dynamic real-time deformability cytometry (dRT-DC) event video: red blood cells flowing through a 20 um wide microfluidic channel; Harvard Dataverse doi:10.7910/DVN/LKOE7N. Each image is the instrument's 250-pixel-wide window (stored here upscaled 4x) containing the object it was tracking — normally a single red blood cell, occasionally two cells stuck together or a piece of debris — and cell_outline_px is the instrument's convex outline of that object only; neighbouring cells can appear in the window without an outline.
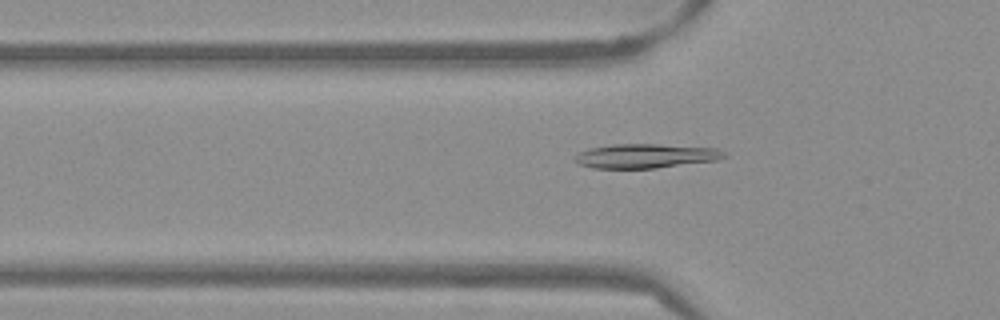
{"species": "Egyptian fruit bat (a non-hibernating species)", "species_latin": "Rousettus aegyptiacus", "temperature_condition": "warm", "stored_images_in_passage": 52, "camera_frame_rate_fps": 3000, "um_per_image_px": 0.085, "frame": {"image": 1, "passage_image": 17, "time_ms": 5.333, "image_size_px": [1000, 320], "cell_outline_px": [[728, 156], [716, 160], [656, 168], [592, 168], [580, 164], [572, 156], [576, 152], [588, 148], [612, 144], [660, 144], [716, 148], [728, 152]], "centroid_in_image_um": [54.87, 13.24], "position_along_channel_um": 70.9, "area_um2": 21.33}}
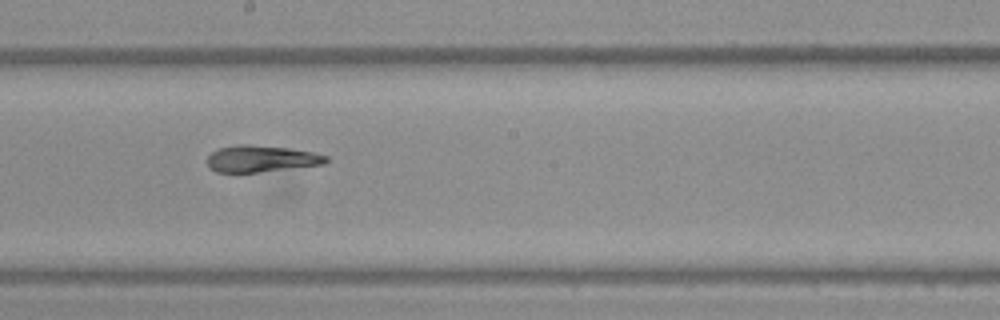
{"frame": {"image": 2, "passage_image": 29, "time_ms": 9.333, "image_size_px": [1000, 320], "cell_outline_px": [[328, 160], [324, 164], [256, 172], [216, 172], [208, 168], [208, 156], [212, 152], [220, 148], [236, 144], [248, 144], [292, 148], [312, 152], [328, 156]], "centroid_in_image_um": [22.19, 13.48], "position_along_channel_um": 226.0, "area_um2": 18.38}}
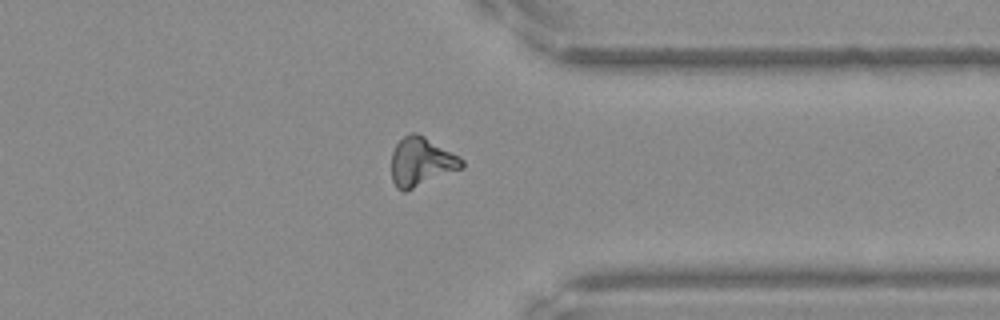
{"frame": {"image": 3, "passage_image": 41, "time_ms": 13.333, "image_size_px": [1000, 320], "cell_outline_px": [[464, 168], [404, 192], [396, 188], [392, 180], [392, 152], [396, 144], [404, 136], [412, 132], [416, 132], [424, 136], [460, 156], [464, 160]], "centroid_in_image_um": [35.82, 13.76], "position_along_channel_um": 375.6, "area_um2": 20.11}, "authors_computed_cell_mechanics": {"area_um2": 19.6231, "velocity_mm_per_s": 3.8451, "shape_relaxation_time_tau1_ms": 6.5894, "shape_relaxation_time_tau2_ms": 1.8985, "deformation_change_tau1": 0.2294, "deformation_change_tau2": 0.0732}}